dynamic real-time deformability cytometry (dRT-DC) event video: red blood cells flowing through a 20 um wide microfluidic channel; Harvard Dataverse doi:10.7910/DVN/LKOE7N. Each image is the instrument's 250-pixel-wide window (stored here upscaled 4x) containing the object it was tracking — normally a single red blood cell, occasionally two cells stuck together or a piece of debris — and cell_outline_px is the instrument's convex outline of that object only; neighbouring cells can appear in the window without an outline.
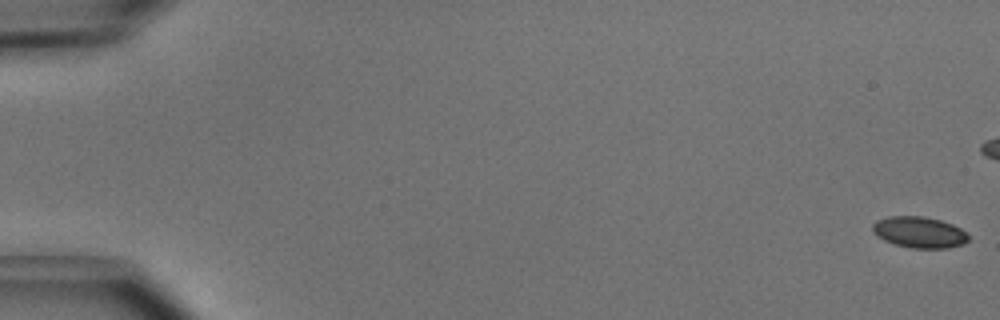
{"species": "common noctule bat (a hibernating species)", "species_latin": "Nyctalus noctula", "temperature_condition": "cold", "stored_images_in_passage": 52, "camera_frame_rate_fps": 3000, "um_per_image_px": 0.085, "animal": {"sex": "male", "body_mass_g": 15.6}, "frame": {"image": 1, "passage_image": 1, "time_ms": 0.0, "image_size_px": [1000, 320], "cell_outline_px": [[968, 240], [964, 244], [948, 248], [912, 248], [896, 244], [884, 240], [876, 236], [872, 232], [872, 224], [876, 220], [888, 216], [924, 216], [940, 220], [952, 224], [960, 228], [968, 236]], "centroid_in_image_um": [78.11, 19.73], "position_along_channel_um": 6.9, "area_um2": 17.46}}
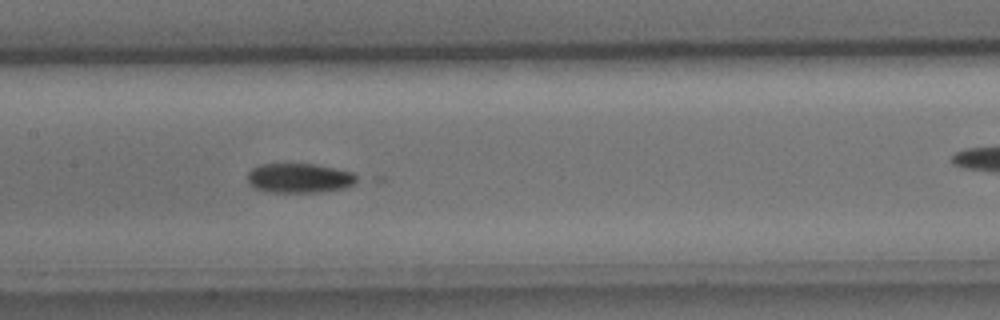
{"frame": {"image": 2, "passage_image": 26, "time_ms": 8.333, "image_size_px": [1000, 320], "cell_outline_px": [[360, 180], [344, 188], [320, 192], [272, 192], [256, 188], [248, 184], [248, 172], [256, 164], [316, 164], [352, 172], [360, 176]], "centroid_in_image_um": [25.46, 15.13], "position_along_channel_um": 181.9, "area_um2": 18.96}}
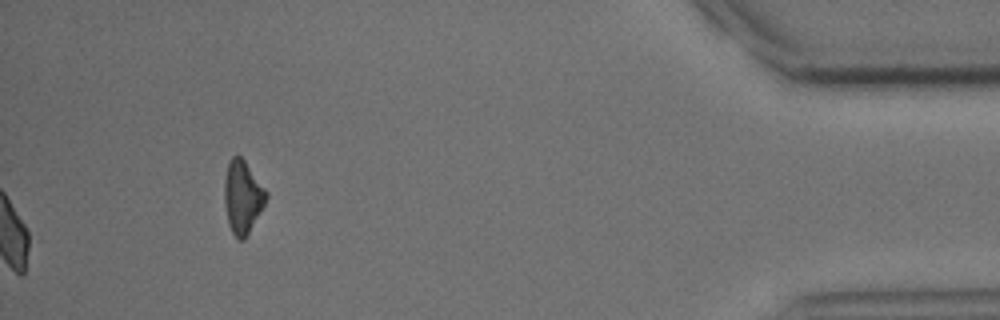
{"frame": {"image": 3, "passage_image": 52, "time_ms": 17.0, "image_size_px": [1000, 320], "cell_outline_px": [[268, 196], [264, 204], [244, 240], [240, 240], [232, 232], [228, 224], [224, 204], [224, 180], [228, 164], [232, 156], [240, 156], [244, 160], [268, 192]], "centroid_in_image_um": [20.6, 16.73], "position_along_channel_um": 414.6, "area_um2": 17.51}}